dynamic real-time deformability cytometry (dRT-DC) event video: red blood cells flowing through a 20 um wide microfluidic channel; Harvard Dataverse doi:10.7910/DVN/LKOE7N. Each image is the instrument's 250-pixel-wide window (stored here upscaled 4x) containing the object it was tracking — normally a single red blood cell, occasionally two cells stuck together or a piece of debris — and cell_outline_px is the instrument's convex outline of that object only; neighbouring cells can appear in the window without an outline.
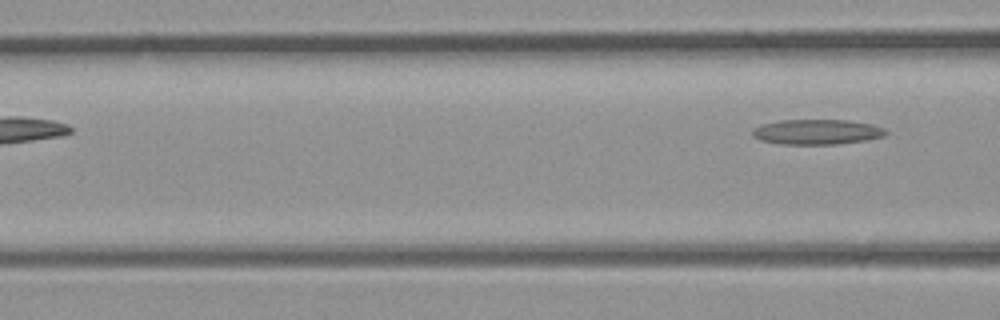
{"species": "common noctule bat (a hibernating species)", "species_latin": "Nyctalus noctula", "temperature_condition": "room temperature", "stored_images_in_passage": 3, "camera_frame_rate_fps": 3000, "um_per_image_px": 0.085, "animal": {"sex": "male", "body_mass_g": 23.1, "forearm_length_mm": 52.7}, "frame": {"image": 1, "passage_image": 3, "time_ms": 0.667, "image_size_px": [1000, 320], "cell_outline_px": [[888, 132], [884, 136], [864, 140], [836, 144], [780, 144], [760, 140], [752, 136], [752, 128], [760, 124], [780, 120], [848, 120], [872, 124], [884, 128]], "centroid_in_image_um": [69.4, 11.2], "position_along_channel_um": 97.2, "area_um2": 19.59}}